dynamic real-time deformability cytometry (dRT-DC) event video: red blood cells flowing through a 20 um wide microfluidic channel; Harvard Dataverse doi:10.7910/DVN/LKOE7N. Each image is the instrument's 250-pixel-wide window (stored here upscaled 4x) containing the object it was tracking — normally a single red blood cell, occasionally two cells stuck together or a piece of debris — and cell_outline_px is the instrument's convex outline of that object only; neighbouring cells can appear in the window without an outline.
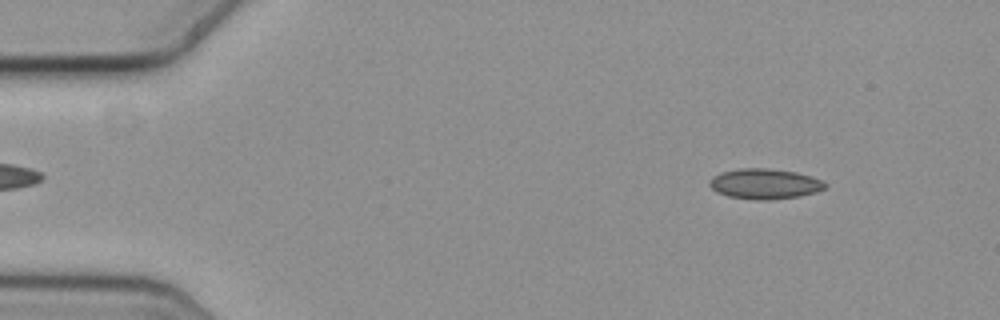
{"species": "common noctule bat (a hibernating species)", "species_latin": "Nyctalus noctula", "temperature_condition": "cold", "stored_images_in_passage": 56, "camera_frame_rate_fps": 3000, "um_per_image_px": 0.085, "animal": {"sex": "female", "body_mass_g": 19.3, "forearm_length_mm": 54.1}, "frame": {"image": 1, "passage_image": 6, "time_ms": 1.667, "image_size_px": [1000, 320], "cell_outline_px": [[824, 188], [816, 192], [800, 196], [768, 200], [756, 200], [728, 196], [716, 192], [708, 184], [712, 176], [720, 172], [740, 168], [768, 168], [796, 172], [812, 176], [820, 180], [824, 184]], "centroid_in_image_um": [64.95, 15.62], "position_along_channel_um": 20.0, "area_um2": 20.4}}
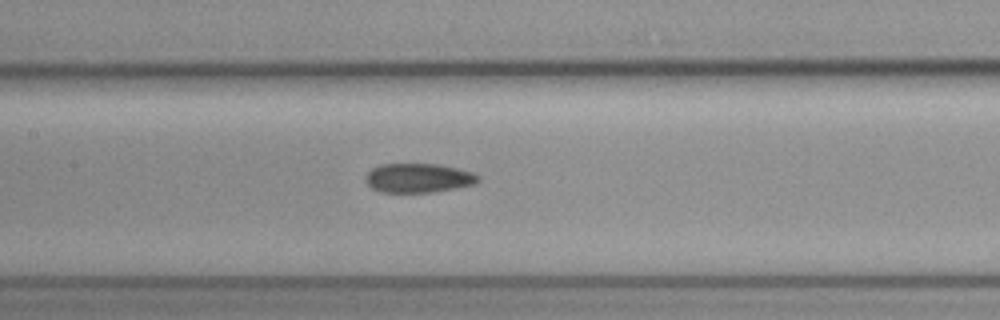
{"frame": {"image": 2, "passage_image": 26, "time_ms": 8.333, "image_size_px": [1000, 320], "cell_outline_px": [[480, 180], [472, 184], [456, 188], [432, 192], [380, 192], [372, 188], [364, 180], [364, 176], [372, 168], [380, 164], [436, 164], [456, 168], [472, 172], [480, 176]], "centroid_in_image_um": [35.53, 15.13], "position_along_channel_um": 171.9, "area_um2": 19.13}}
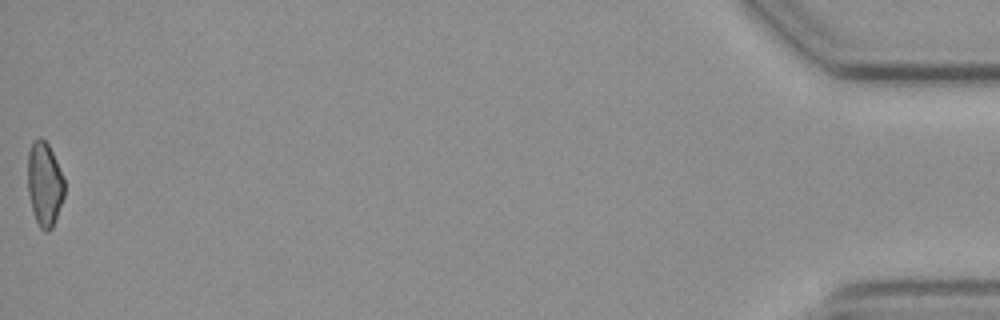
{"frame": {"image": 3, "passage_image": 56, "time_ms": 18.333, "image_size_px": [1000, 320], "cell_outline_px": [[64, 196], [52, 228], [48, 232], [44, 232], [40, 228], [36, 220], [32, 208], [28, 192], [28, 152], [32, 140], [40, 136], [48, 144], [56, 160], [64, 180]], "centroid_in_image_um": [3.77, 15.63], "position_along_channel_um": 431.4, "area_um2": 17.92}, "authors_computed_cell_mechanics": {"area_um2": 19.1896, "velocity_mm_per_s": 3.6553, "shape_relaxation_time_tau1_ms": null, "shape_relaxation_time_tau2_ms": 6.282, "deformation_change_tau1": null, "deformation_change_tau2": 0.1221}}